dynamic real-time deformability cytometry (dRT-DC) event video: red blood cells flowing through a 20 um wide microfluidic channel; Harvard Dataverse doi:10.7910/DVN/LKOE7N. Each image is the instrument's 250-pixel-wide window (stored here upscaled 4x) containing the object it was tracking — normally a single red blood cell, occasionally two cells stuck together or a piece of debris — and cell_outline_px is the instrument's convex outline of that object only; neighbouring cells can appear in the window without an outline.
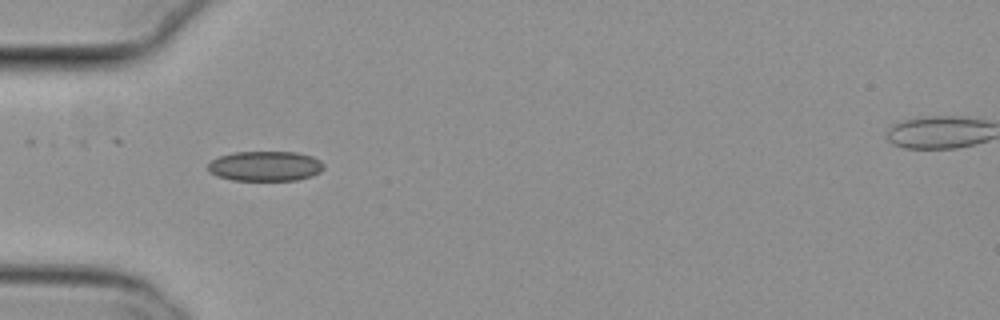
{"species": "common noctule bat (a hibernating species)", "species_latin": "Nyctalus noctula", "temperature_condition": "cold", "stored_images_in_passage": 38, "camera_frame_rate_fps": 3000, "um_per_image_px": 0.085, "animal": {"sex": "female", "body_mass_g": 29.2, "forearm_length_mm": 56.3}, "frame": {"image": 1, "passage_image": 1, "time_ms": 0.0, "image_size_px": [1000, 320], "cell_outline_px": [[324, 168], [320, 172], [312, 176], [296, 180], [232, 180], [216, 176], [208, 172], [208, 164], [212, 160], [220, 156], [232, 152], [296, 152], [312, 156], [320, 160], [324, 164]], "centroid_in_image_um": [22.54, 14.12], "position_along_channel_um": 62.5, "area_um2": 20.35}}
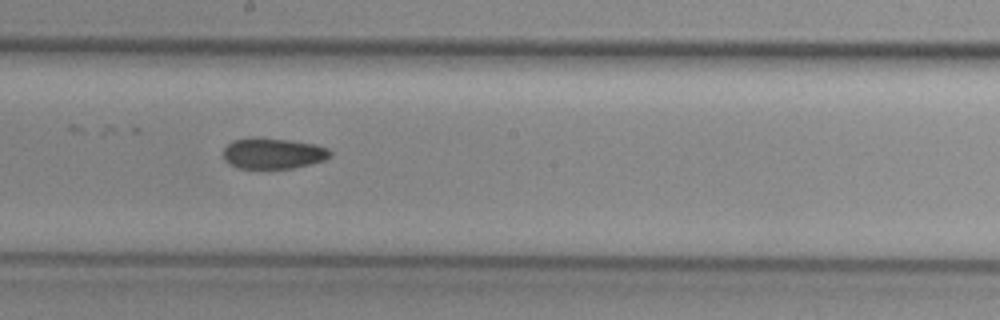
{"frame": {"image": 2, "passage_image": 14, "time_ms": 4.333, "image_size_px": [1000, 320], "cell_outline_px": [[332, 152], [324, 160], [292, 168], [236, 168], [228, 164], [224, 160], [224, 148], [228, 144], [236, 140], [288, 140], [316, 144], [328, 148]], "centroid_in_image_um": [23.22, 13.08], "position_along_channel_um": 225.0, "area_um2": 18.44}}
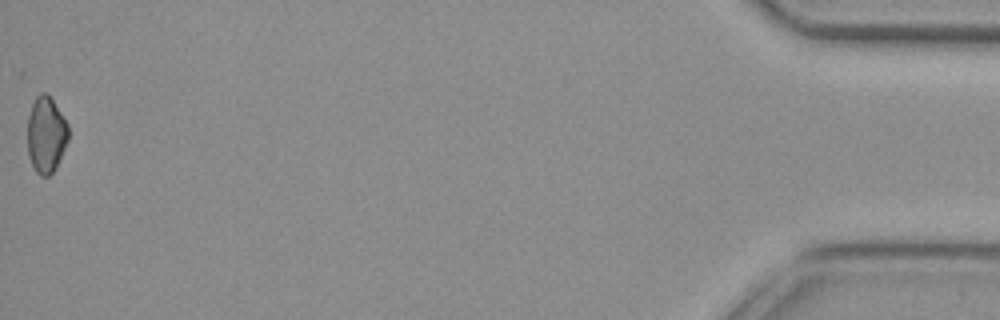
{"frame": {"image": 3, "passage_image": 38, "time_ms": 12.333, "image_size_px": [1000, 320], "cell_outline_px": [[68, 140], [56, 168], [48, 176], [40, 176], [36, 172], [32, 164], [28, 152], [28, 116], [32, 104], [36, 96], [40, 92], [48, 92], [68, 124]], "centroid_in_image_um": [3.92, 11.42], "position_along_channel_um": 431.3, "area_um2": 18.21}, "authors_computed_cell_mechanics": {"area_um2": 19.4497, "velocity_mm_per_s": 3.8105, "shape_relaxation_time_tau1_ms": null, "shape_relaxation_time_tau2_ms": 4.9104, "deformation_change_tau1": null, "deformation_change_tau2": 0.0925}}